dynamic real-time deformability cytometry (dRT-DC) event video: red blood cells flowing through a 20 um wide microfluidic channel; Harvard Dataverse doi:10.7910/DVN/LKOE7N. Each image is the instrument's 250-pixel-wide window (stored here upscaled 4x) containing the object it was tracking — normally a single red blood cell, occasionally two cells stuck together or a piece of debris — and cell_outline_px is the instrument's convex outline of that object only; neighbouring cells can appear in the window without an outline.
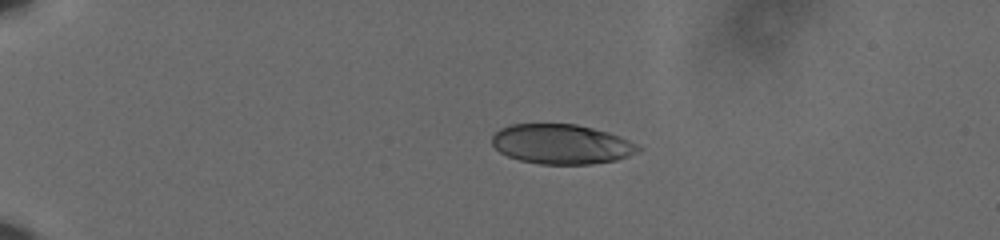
{"species": "human", "species_latin": "Homo sapiens", "temperature_condition": "cold", "stored_images_in_passage": 46, "camera_frame_rate_fps": 3000, "um_per_image_px": 0.085, "donor": {"sex": "male"}, "frame": {"image": 1, "passage_image": 1, "time_ms": 0.0, "image_size_px": [1000, 240], "cell_outline_px": [[644, 148], [628, 156], [616, 160], [592, 164], [540, 164], [520, 160], [508, 156], [500, 152], [492, 144], [492, 136], [500, 128], [512, 124], [576, 124], [608, 132], [620, 136]], "centroid_in_image_um": [47.73, 12.25], "position_along_channel_um": 37.3, "area_um2": 33.81}}
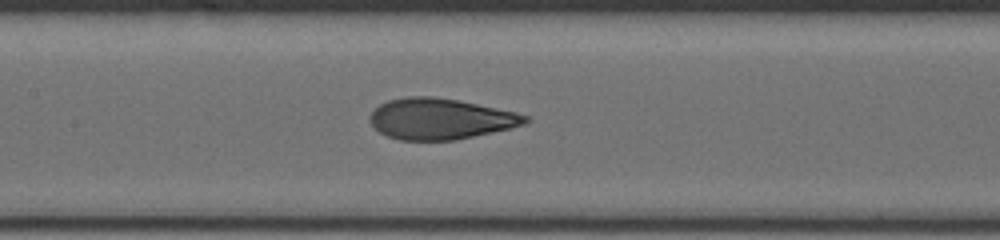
{"frame": {"image": 2, "passage_image": 18, "time_ms": 5.667, "image_size_px": [1000, 240], "cell_outline_px": [[528, 124], [512, 128], [456, 140], [400, 140], [388, 136], [380, 132], [372, 124], [368, 116], [380, 104], [388, 100], [404, 96], [432, 96], [460, 100], [516, 112], [528, 116]], "centroid_in_image_um": [37.45, 10.09], "position_along_channel_um": 169.9, "area_um2": 37.22}}
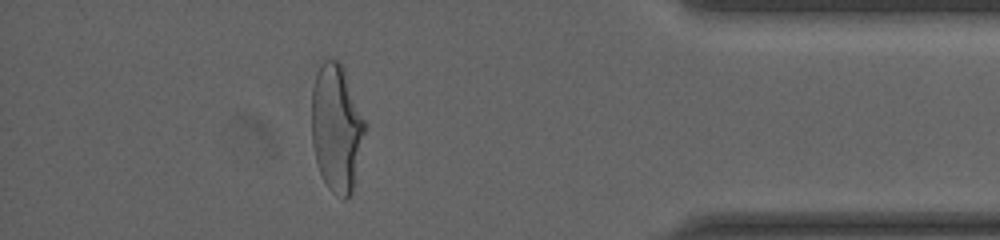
{"frame": {"image": 3, "passage_image": 40, "time_ms": 13.0, "image_size_px": [1000, 240], "cell_outline_px": [[368, 124], [352, 192], [344, 200], [332, 192], [328, 188], [320, 172], [316, 160], [312, 144], [312, 88], [316, 72], [320, 64], [324, 60], [336, 60], [344, 68]], "centroid_in_image_um": [28.63, 10.87], "position_along_channel_um": 406.6, "area_um2": 40.06}, "authors_computed_cell_mechanics": {"area_um2": 37.3099, "velocity_mm_per_s": 3.6282, "shape_relaxation_time_tau1_ms": 6.6162, "shape_relaxation_time_tau2_ms": 0.8576, "deformation_change_tau1": 0.2454, "deformation_change_tau2": 0.0825}}